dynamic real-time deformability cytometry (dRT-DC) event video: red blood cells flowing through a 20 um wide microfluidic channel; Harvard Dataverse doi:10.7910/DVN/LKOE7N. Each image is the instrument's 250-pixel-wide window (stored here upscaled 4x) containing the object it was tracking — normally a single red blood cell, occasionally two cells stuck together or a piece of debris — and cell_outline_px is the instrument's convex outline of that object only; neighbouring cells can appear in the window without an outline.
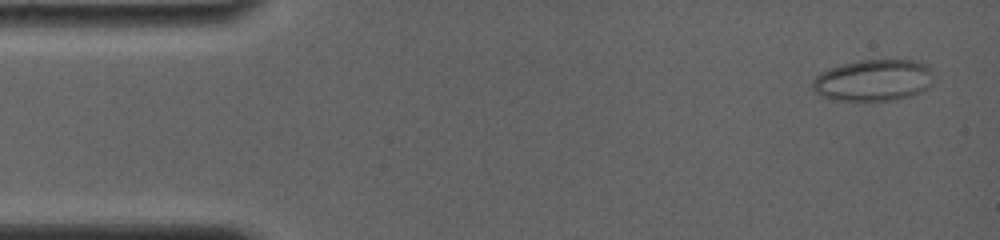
{"species": "common noctule bat (a hibernating species)", "species_latin": "Nyctalus noctula", "temperature_condition": "room temperature", "stored_images_in_passage": 33, "camera_frame_rate_fps": 4000, "um_per_image_px": 0.085, "animal": {"sex": "female", "body_mass_g": 19.0, "forearm_length_mm": 56.7}, "frame": {"image": 1, "passage_image": 2, "time_ms": 0.25, "image_size_px": [1000, 240], "cell_outline_px": [[932, 84], [928, 88], [912, 96], [896, 100], [836, 100], [820, 96], [812, 88], [812, 80], [820, 72], [828, 68], [860, 60], [916, 60], [928, 64], [932, 72]], "centroid_in_image_um": [74.26, 6.82], "position_along_channel_um": 10.7, "area_um2": 29.59}}
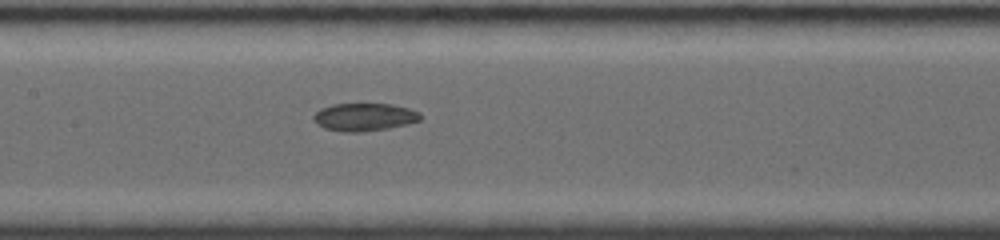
{"frame": {"image": 2, "passage_image": 21, "time_ms": 7.5, "image_size_px": [1000, 240], "cell_outline_px": [[420, 120], [408, 124], [388, 128], [360, 132], [344, 132], [324, 128], [316, 124], [312, 120], [312, 116], [320, 108], [332, 104], [392, 104], [408, 108], [420, 112]], "centroid_in_image_um": [30.93, 9.95], "position_along_channel_um": 176.5, "area_um2": 17.4}}
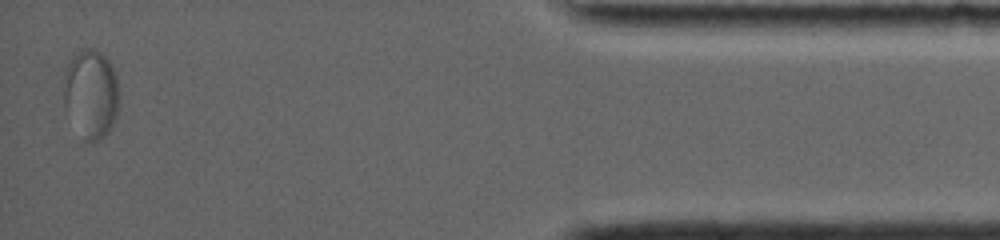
{"frame": {"image": 3, "passage_image": 33, "time_ms": 15.75, "image_size_px": [1000, 240], "cell_outline_px": [[120, 96], [116, 116], [108, 132], [104, 136], [96, 140], [84, 144], [64, 108], [64, 72], [68, 60], [76, 52], [84, 48], [96, 48], [108, 60], [116, 76]], "centroid_in_image_um": [7.71, 7.98], "position_along_channel_um": 427.5, "area_um2": 29.3}, "authors_computed_cell_mechanics": {"area_um2": 22.1374, "velocity_mm_per_s": 3.7546, "shape_relaxation_time_tau1_ms": 11.3399, "shape_relaxation_time_tau2_ms": 1.8545, "deformation_change_tau1": 0.2084, "deformation_change_tau2": 0.0381}}